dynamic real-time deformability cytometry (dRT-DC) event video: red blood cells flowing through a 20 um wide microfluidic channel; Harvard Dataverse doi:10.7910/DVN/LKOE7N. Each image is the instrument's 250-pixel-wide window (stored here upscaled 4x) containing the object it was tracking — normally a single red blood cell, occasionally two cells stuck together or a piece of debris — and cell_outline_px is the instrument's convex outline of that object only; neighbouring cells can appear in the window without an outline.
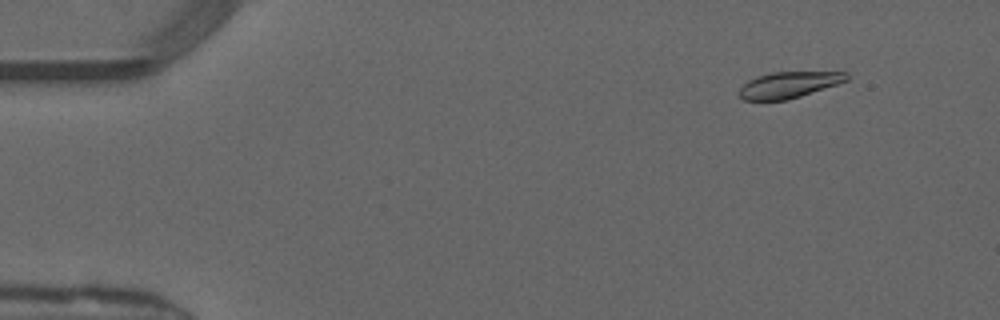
{"species": "common noctule bat (a hibernating species)", "species_latin": "Nyctalus noctula", "temperature_condition": "warm", "stored_images_in_passage": 51, "camera_frame_rate_fps": 3000, "um_per_image_px": 0.085, "animal": {"sex": "male", "forearm_length_mm": 52.5}, "frame": {"image": 1, "passage_image": 6, "time_ms": 1.667, "image_size_px": [1000, 320], "cell_outline_px": [[848, 80], [788, 100], [744, 100], [736, 92], [748, 80], [756, 76], [772, 72], [848, 72]], "centroid_in_image_um": [67.0, 7.21], "position_along_channel_um": 18.0, "area_um2": 16.3}}
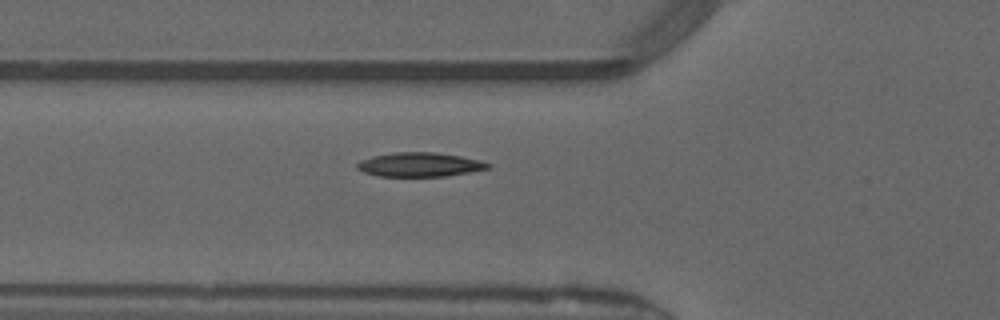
{"frame": {"image": 2, "passage_image": 19, "time_ms": 6.0, "image_size_px": [1000, 320], "cell_outline_px": [[492, 168], [444, 176], [380, 176], [364, 172], [356, 168], [356, 164], [360, 160], [372, 156], [392, 152], [432, 152], [460, 156], [480, 160], [492, 164]], "centroid_in_image_um": [35.67, 13.98], "position_along_channel_um": 90.1, "area_um2": 18.38}}
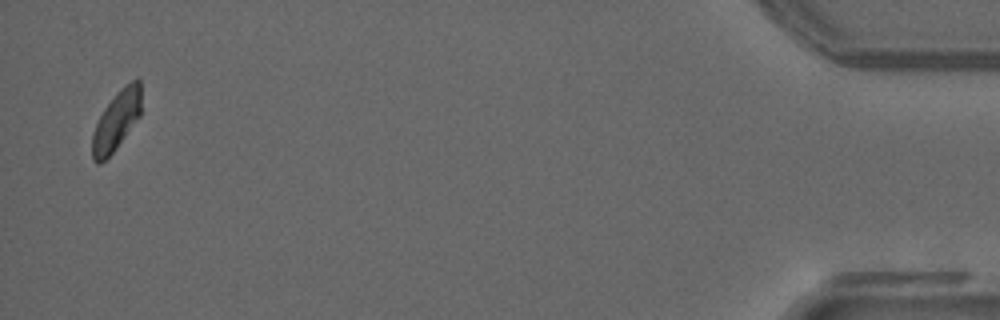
{"frame": {"image": 3, "passage_image": 50, "time_ms": 16.333, "image_size_px": [1000, 320], "cell_outline_px": [[140, 116], [116, 148], [100, 164], [96, 164], [92, 160], [92, 132], [104, 108], [120, 88], [124, 84], [136, 76], [140, 80]], "centroid_in_image_um": [9.89, 10.23], "position_along_channel_um": 425.3, "area_um2": 16.94}, "authors_computed_cell_mechanics": {"area_um2": 17.8602, "velocity_mm_per_s": 4.0904, "shape_relaxation_time_tau1_ms": 4.277, "shape_relaxation_time_tau2_ms": null, "deformation_change_tau1": 0.131, "deformation_change_tau2": null}}